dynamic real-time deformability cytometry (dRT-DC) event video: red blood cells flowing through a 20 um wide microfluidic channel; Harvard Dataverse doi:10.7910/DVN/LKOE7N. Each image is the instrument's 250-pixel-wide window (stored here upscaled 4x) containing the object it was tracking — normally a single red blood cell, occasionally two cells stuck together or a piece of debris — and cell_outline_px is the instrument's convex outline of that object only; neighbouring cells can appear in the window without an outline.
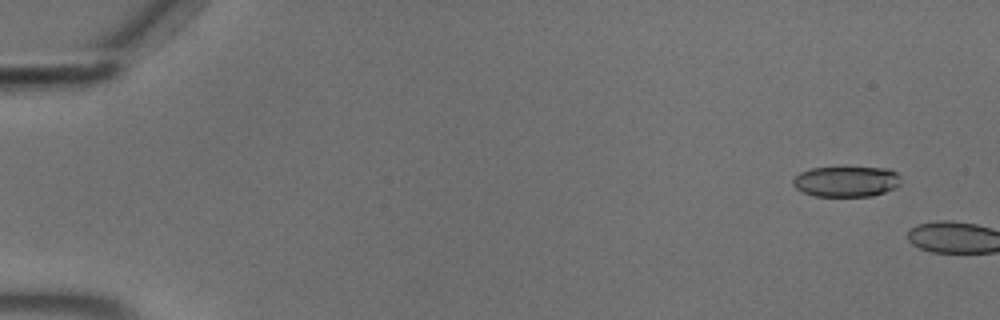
{"species": "common noctule bat (a hibernating species)", "species_latin": "Nyctalus noctula", "temperature_condition": "cold", "stored_images_in_passage": 6, "camera_frame_rate_fps": 3000, "um_per_image_px": 0.085, "animal": {"sex": "male", "body_mass_g": 18.8}, "frame": {"image": 1, "passage_image": 4, "time_ms": 1.0, "image_size_px": [1000, 320], "cell_outline_px": [[900, 184], [896, 188], [872, 196], [816, 196], [804, 192], [796, 188], [792, 184], [792, 180], [800, 172], [812, 168], [888, 168], [896, 172], [900, 176]], "centroid_in_image_um": [71.95, 15.43], "position_along_channel_um": 13.0, "area_um2": 19.13}}